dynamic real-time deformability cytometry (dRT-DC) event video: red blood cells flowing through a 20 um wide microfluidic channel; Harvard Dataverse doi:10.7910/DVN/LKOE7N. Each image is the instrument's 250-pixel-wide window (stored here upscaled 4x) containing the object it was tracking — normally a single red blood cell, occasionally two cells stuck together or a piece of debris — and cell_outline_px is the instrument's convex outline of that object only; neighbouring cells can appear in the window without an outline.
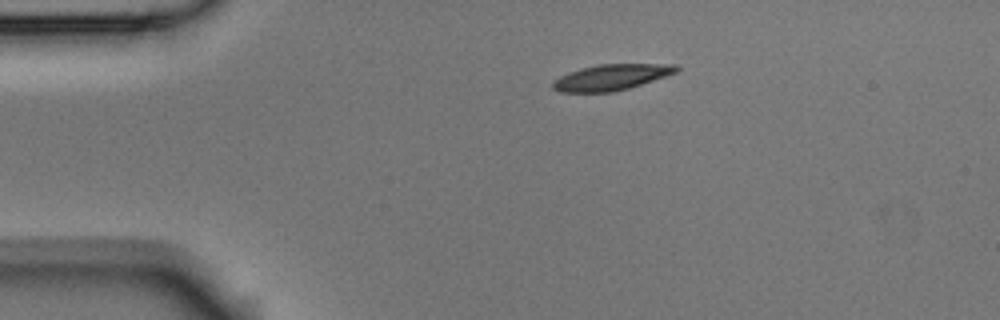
{"species": "Egyptian fruit bat (a non-hibernating species)", "species_latin": "Rousettus aegyptiacus", "temperature_condition": "room temperature", "stored_images_in_passage": 3, "camera_frame_rate_fps": 3000, "um_per_image_px": 0.085, "animal": {"sex": "male"}, "frame": {"image": 1, "passage_image": 1, "time_ms": 0.0, "image_size_px": [1000, 320], "cell_outline_px": [[680, 68], [676, 72], [628, 88], [612, 92], [560, 92], [552, 88], [552, 80], [568, 72], [580, 68], [600, 64], [676, 64]], "centroid_in_image_um": [51.9, 6.56], "position_along_channel_um": 33.1, "area_um2": 18.5}}
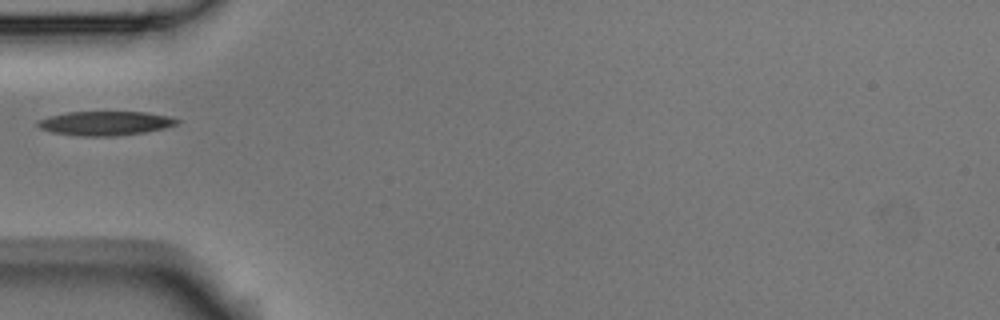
{"frame": {"image": 2, "passage_image": 3, "time_ms": 0.667, "image_size_px": [1000, 320], "cell_outline_px": [[180, 120], [176, 124], [164, 128], [144, 132], [116, 136], [80, 136], [52, 132], [40, 128], [36, 124], [40, 120], [48, 116], [68, 112], [148, 112], [172, 116]], "centroid_in_image_um": [8.97, 10.47], "position_along_channel_um": 76.0, "area_um2": 19.59}}